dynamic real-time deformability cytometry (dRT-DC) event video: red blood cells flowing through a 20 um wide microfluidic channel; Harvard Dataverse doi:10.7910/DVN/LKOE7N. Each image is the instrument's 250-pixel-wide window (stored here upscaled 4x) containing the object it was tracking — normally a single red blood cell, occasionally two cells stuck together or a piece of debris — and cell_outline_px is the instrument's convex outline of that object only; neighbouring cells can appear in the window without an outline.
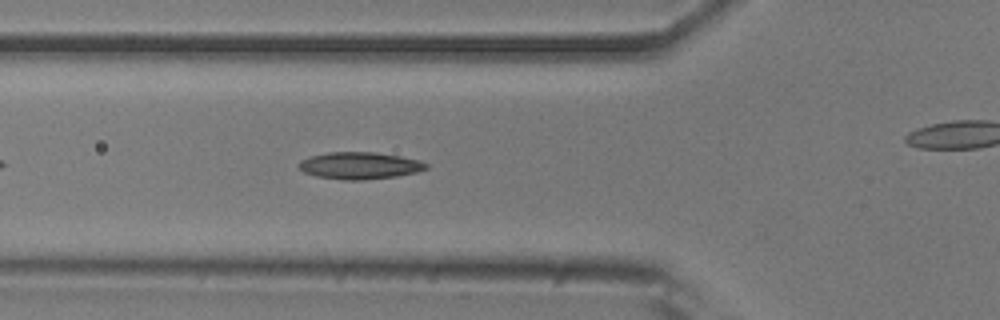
{"species": "common noctule bat (a hibernating species)", "species_latin": "Nyctalus noctula", "temperature_condition": "room temperature", "stored_images_in_passage": 32, "camera_frame_rate_fps": 3000, "um_per_image_px": 0.085, "animal": {"sex": "male", "body_mass_g": 20.5, "forearm_length_mm": 52.5}, "frame": {"image": 1, "passage_image": 7, "time_ms": 2.0, "image_size_px": [1000, 320], "cell_outline_px": [[428, 168], [416, 172], [396, 176], [364, 180], [340, 180], [316, 176], [304, 172], [300, 168], [300, 160], [308, 156], [328, 152], [376, 152], [400, 156], [420, 160], [428, 164]], "centroid_in_image_um": [30.57, 14.07], "position_along_channel_um": 95.2, "area_um2": 20.11}}
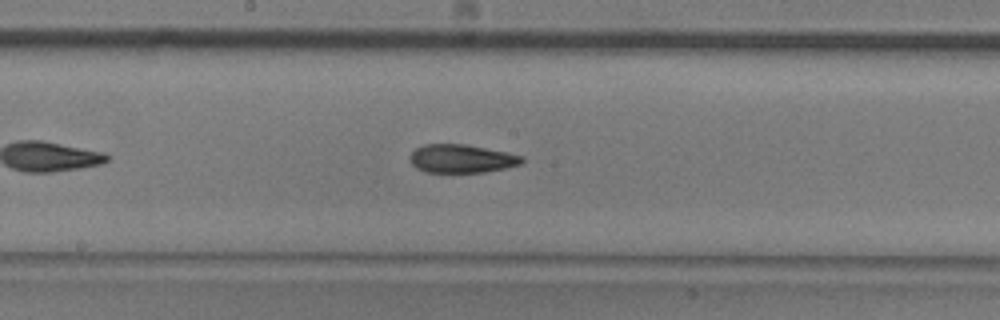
{"frame": {"image": 2, "passage_image": 16, "time_ms": 5.0, "image_size_px": [1000, 320], "cell_outline_px": [[524, 160], [520, 164], [504, 168], [484, 172], [424, 172], [416, 168], [412, 164], [412, 152], [416, 148], [424, 144], [464, 144], [508, 152], [524, 156]], "centroid_in_image_um": [39.26, 13.48], "position_along_channel_um": 208.9, "area_um2": 18.38}}
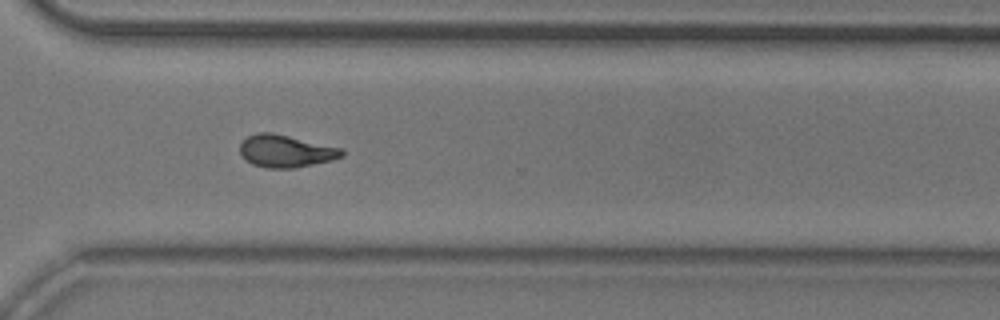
{"frame": {"image": 3, "passage_image": 27, "time_ms": 8.667, "image_size_px": [1000, 320], "cell_outline_px": [[344, 156], [332, 160], [292, 168], [268, 168], [252, 164], [240, 152], [240, 144], [248, 136], [256, 132], [272, 132], [340, 148], [344, 152]], "centroid_in_image_um": [24.28, 12.84], "position_along_channel_um": 346.3, "area_um2": 18.9}}